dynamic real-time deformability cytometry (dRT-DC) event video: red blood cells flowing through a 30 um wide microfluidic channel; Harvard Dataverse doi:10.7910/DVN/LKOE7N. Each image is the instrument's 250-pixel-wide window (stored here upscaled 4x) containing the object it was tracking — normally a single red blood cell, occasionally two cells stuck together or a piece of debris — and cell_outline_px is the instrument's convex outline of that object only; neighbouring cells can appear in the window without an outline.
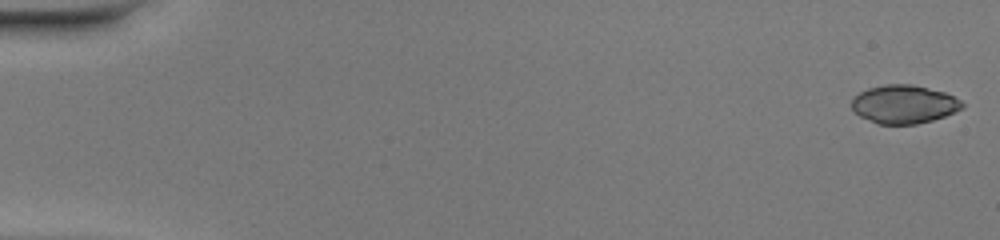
{"species": "common noctule bat (a hibernating species)", "species_latin": "Nyctalus noctula", "temperature_condition": "warm", "stored_images_in_passage": 50, "camera_frame_rate_fps": 3000, "um_per_image_px": 0.085, "animal": {"sex": "female", "body_mass_g": 20.0, "forearm_length_mm": 54.0}, "frame": {"image": 1, "passage_image": 1, "time_ms": 0.0, "image_size_px": [1000, 240], "cell_outline_px": [[964, 108], [944, 116], [932, 120], [916, 124], [876, 124], [860, 116], [852, 108], [852, 96], [868, 88], [884, 84], [912, 84], [944, 92], [960, 100], [964, 104]], "centroid_in_image_um": [76.82, 8.86], "position_along_channel_um": 8.2, "area_um2": 24.74}}
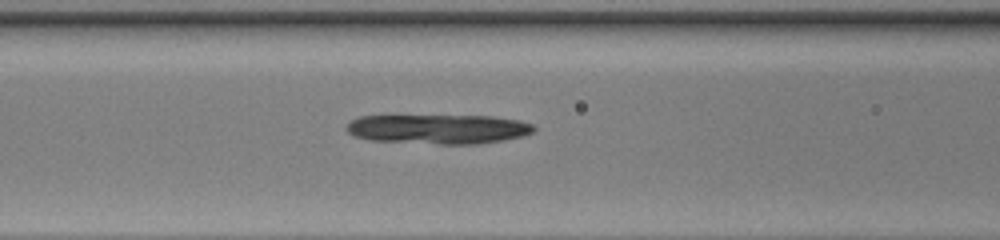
{"frame": {"image": 2, "passage_image": 22, "time_ms": 7.0, "image_size_px": [1000, 240], "cell_outline_px": [[536, 128], [532, 132], [520, 136], [504, 140], [480, 144], [440, 144], [368, 140], [352, 136], [344, 128], [352, 120], [360, 116], [492, 116], [520, 120], [532, 124]], "centroid_in_image_um": [37.24, 10.97], "position_along_channel_um": 129.4, "area_um2": 32.31}}
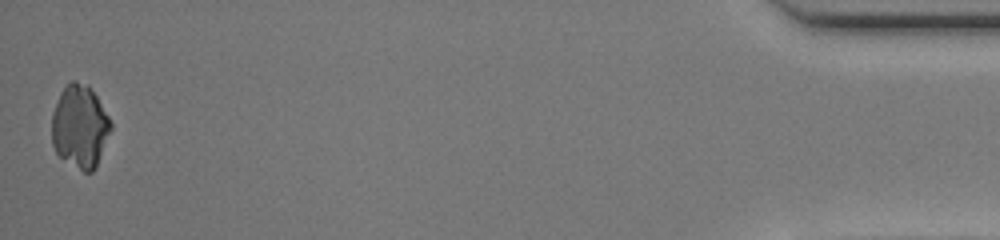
{"frame": {"image": 3, "passage_image": 50, "time_ms": 16.333, "image_size_px": [1000, 240], "cell_outline_px": [[112, 128], [96, 168], [92, 172], [84, 172], [60, 156], [56, 152], [52, 144], [52, 112], [60, 92], [72, 80], [76, 80], [88, 84], [96, 96], [108, 116], [112, 124]], "centroid_in_image_um": [6.79, 10.74], "position_along_channel_um": 428.4, "area_um2": 28.5}}